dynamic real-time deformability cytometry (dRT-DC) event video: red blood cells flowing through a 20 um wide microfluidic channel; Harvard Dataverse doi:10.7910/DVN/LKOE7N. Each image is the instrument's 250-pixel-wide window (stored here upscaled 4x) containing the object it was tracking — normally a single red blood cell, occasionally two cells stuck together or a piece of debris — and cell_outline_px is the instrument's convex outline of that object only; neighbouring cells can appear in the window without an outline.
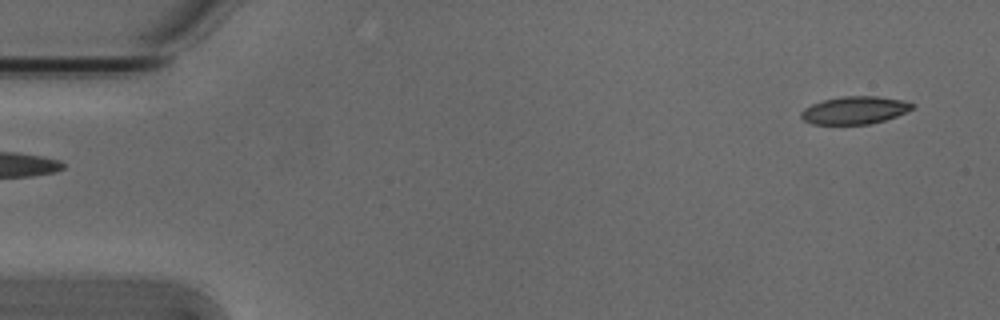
{"species": "Egyptian fruit bat (a non-hibernating species)", "species_latin": "Rousettus aegyptiacus", "temperature_condition": "cold", "stored_images_in_passage": 5, "segment_of_instrument_passage": [2, 2], "camera_frame_rate_fps": 3000, "um_per_image_px": 0.085, "animal": {"sex": "male"}, "frame": {"image": 1, "passage_image": 5, "time_ms": 1.333, "image_size_px": [1000, 320], "cell_outline_px": [[916, 108], [896, 116], [884, 120], [868, 124], [812, 124], [804, 120], [800, 116], [800, 112], [804, 108], [812, 104], [824, 100], [840, 96], [876, 96], [904, 100], [916, 104]], "centroid_in_image_um": [72.68, 9.36], "position_along_channel_um": 12.3, "area_um2": 18.03}}